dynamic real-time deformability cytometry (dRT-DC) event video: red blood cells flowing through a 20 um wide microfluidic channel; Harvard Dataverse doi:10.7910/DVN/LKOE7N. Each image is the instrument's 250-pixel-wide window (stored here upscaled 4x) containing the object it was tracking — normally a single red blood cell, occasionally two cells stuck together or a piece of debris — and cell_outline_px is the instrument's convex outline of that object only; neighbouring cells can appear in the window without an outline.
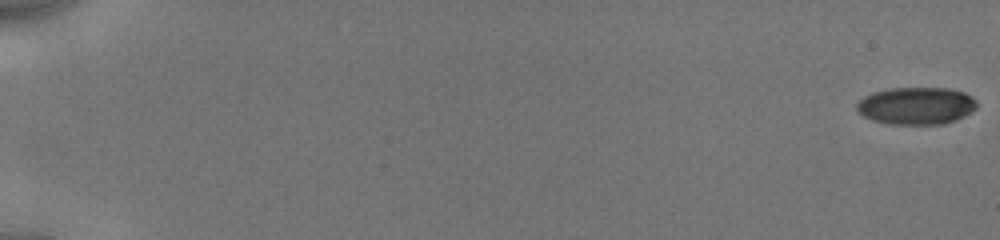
{"species": "human", "species_latin": "Homo sapiens", "temperature_condition": "cold", "stored_images_in_passage": 22, "camera_frame_rate_fps": 3000, "um_per_image_px": 0.085, "donor": {"sex": "male"}, "frame": {"image": 1, "passage_image": 1, "time_ms": 0.0, "image_size_px": [1000, 240], "cell_outline_px": [[976, 108], [964, 116], [956, 120], [944, 124], [888, 124], [872, 120], [856, 112], [856, 104], [864, 96], [872, 92], [892, 88], [948, 88], [964, 92], [972, 96], [976, 100]], "centroid_in_image_um": [77.87, 8.99], "position_along_channel_um": 7.1, "area_um2": 26.3}}
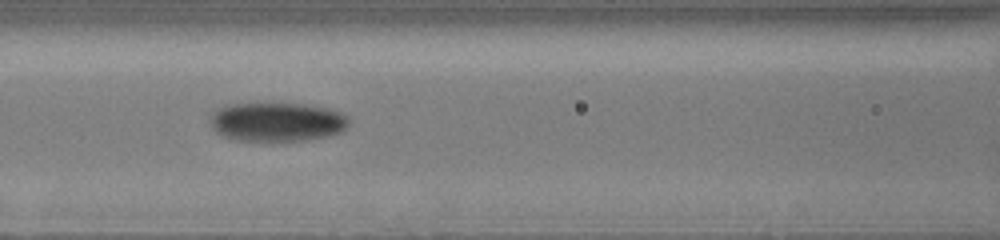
{"frame": {"image": 2, "passage_image": 19, "time_ms": 8.667, "image_size_px": [1000, 240], "cell_outline_px": [[348, 124], [340, 132], [328, 136], [300, 140], [236, 140], [224, 136], [216, 132], [212, 128], [212, 116], [220, 108], [228, 104], [312, 104], [328, 108], [340, 112], [348, 116]], "centroid_in_image_um": [23.58, 10.35], "position_along_channel_um": 143.0, "area_um2": 31.04}}
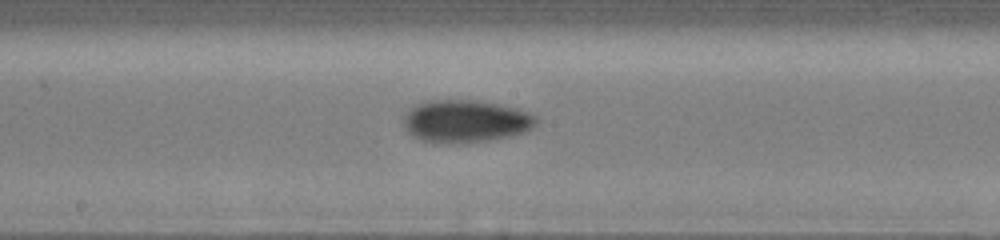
{"frame": {"image": 3, "passage_image": 22, "time_ms": 10.333, "image_size_px": [1000, 240], "cell_outline_px": [[540, 120], [532, 128], [524, 132], [508, 136], [488, 140], [444, 144], [424, 140], [408, 132], [404, 124], [404, 116], [416, 104], [428, 100], [472, 100], [504, 104], [528, 112], [536, 116]], "centroid_in_image_um": [39.62, 10.28], "position_along_channel_um": 208.6, "area_um2": 32.71}}